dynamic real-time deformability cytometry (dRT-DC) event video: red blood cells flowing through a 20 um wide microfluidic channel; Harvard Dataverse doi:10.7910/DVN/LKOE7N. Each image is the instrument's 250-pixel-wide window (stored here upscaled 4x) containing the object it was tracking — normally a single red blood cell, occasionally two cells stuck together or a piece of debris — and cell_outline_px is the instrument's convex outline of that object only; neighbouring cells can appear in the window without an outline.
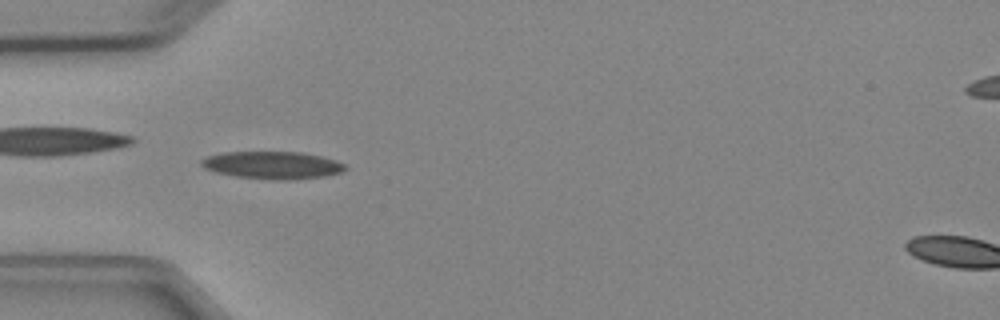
{"species": "Egyptian fruit bat (a non-hibernating species)", "species_latin": "Rousettus aegyptiacus", "temperature_condition": "cold", "stored_images_in_passage": 5, "camera_frame_rate_fps": 3000, "um_per_image_px": 0.085, "animal": {"sex": "female"}, "frame": {"image": 1, "passage_image": 4, "time_ms": 3.667, "image_size_px": [1000, 320], "cell_outline_px": [[348, 168], [344, 172], [324, 176], [284, 180], [272, 180], [236, 176], [216, 172], [204, 168], [200, 164], [200, 160], [208, 156], [224, 152], [300, 152], [320, 156], [336, 160], [344, 164]], "centroid_in_image_um": [23.17, 14.04], "position_along_channel_um": 61.8, "area_um2": 23.0}}